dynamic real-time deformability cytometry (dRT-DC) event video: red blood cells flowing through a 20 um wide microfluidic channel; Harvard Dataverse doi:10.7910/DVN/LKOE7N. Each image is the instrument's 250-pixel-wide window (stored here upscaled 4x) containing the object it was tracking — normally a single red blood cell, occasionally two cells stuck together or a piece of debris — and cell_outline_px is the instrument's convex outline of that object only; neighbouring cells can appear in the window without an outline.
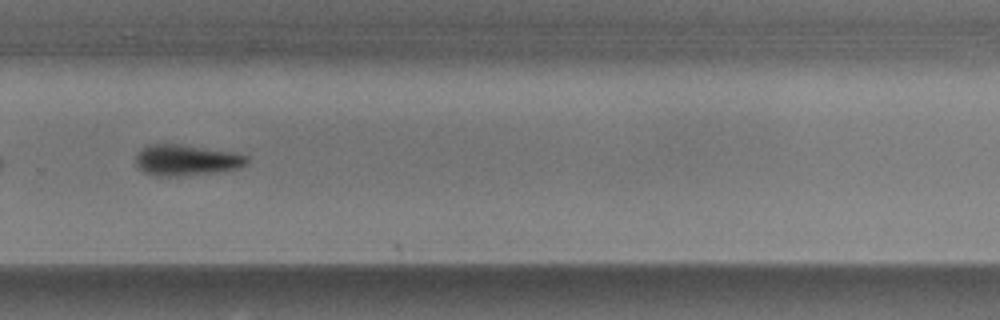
{"species": "common noctule bat (a hibernating species)", "species_latin": "Nyctalus noctula", "temperature_condition": "warm", "stored_images_in_passage": 43, "camera_frame_rate_fps": 3000, "um_per_image_px": 0.085, "animal": {"sex": "male", "body_mass_g": 17.9}, "frame": {"image": 1, "passage_image": 25, "time_ms": 8.0, "image_size_px": [1000, 320], "cell_outline_px": [[248, 160], [240, 168], [212, 172], [168, 176], [156, 176], [144, 172], [136, 164], [136, 152], [148, 144], [180, 144], [232, 152], [248, 156]], "centroid_in_image_um": [15.79, 13.59], "position_along_channel_um": 314.0, "area_um2": 19.71}}
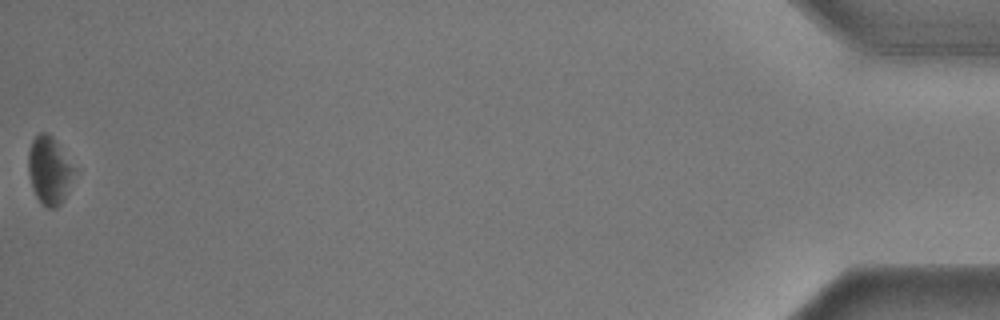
{"frame": {"image": 2, "passage_image": 43, "time_ms": 14.0, "image_size_px": [1000, 320], "cell_outline_px": [[76, 168], [64, 196], [60, 204], [56, 208], [48, 208], [36, 196], [32, 188], [28, 172], [28, 152], [32, 140], [40, 132], [48, 132], [56, 140]], "centroid_in_image_um": [4.18, 14.43], "position_along_channel_um": 431.0, "area_um2": 17.98}, "authors_computed_cell_mechanics": {"area_um2": 19.7098, "velocity_mm_per_s": 3.5865, "shape_relaxation_time_tau1_ms": 2.7611, "shape_relaxation_time_tau2_ms": null, "deformation_change_tau1": 0.1698, "deformation_change_tau2": null}}